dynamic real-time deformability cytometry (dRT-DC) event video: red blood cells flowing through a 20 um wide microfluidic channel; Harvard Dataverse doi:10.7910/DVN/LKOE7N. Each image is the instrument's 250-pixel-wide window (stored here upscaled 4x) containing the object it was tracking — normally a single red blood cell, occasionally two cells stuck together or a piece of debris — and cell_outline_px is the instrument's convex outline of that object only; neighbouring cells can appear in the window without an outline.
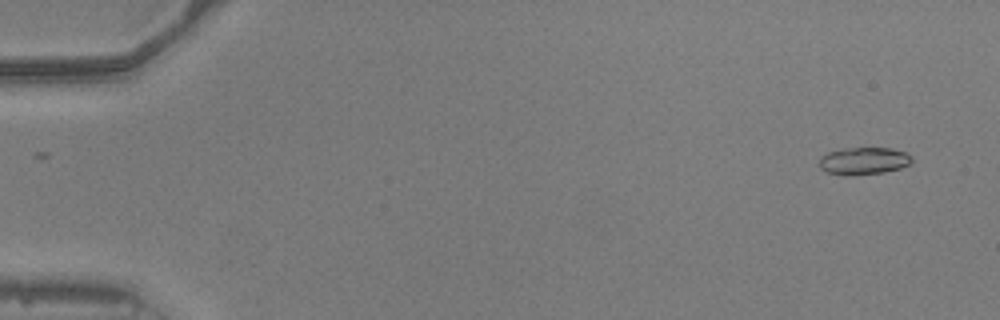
{"species": "common noctule bat (a hibernating species)", "species_latin": "Nyctalus noctula", "temperature_condition": "warm", "stored_images_in_passage": 53, "camera_frame_rate_fps": 3000, "um_per_image_px": 0.085, "animal": {"sex": "male", "body_mass_g": 20.5, "forearm_length_mm": 52.5}, "frame": {"image": 1, "passage_image": 4, "time_ms": 1.0, "image_size_px": [1000, 320], "cell_outline_px": [[912, 160], [908, 164], [900, 168], [884, 172], [848, 176], [844, 176], [828, 172], [820, 168], [820, 156], [828, 152], [844, 148], [892, 148], [904, 152], [912, 156]], "centroid_in_image_um": [73.39, 13.68], "position_along_channel_um": 11.6, "area_um2": 14.74}}
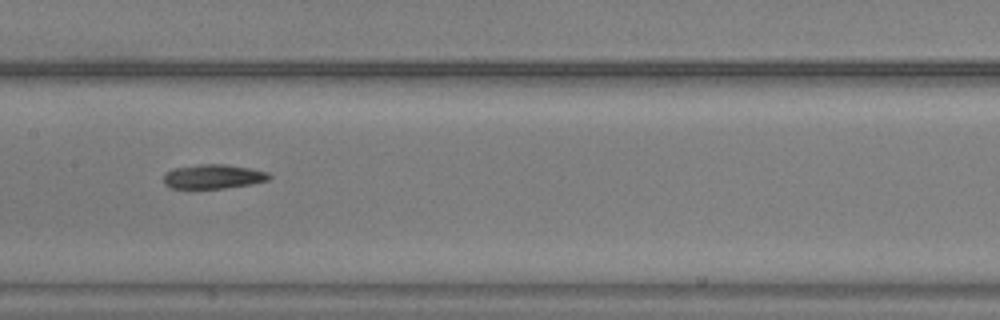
{"frame": {"image": 2, "passage_image": 28, "time_ms": 9.0, "image_size_px": [1000, 320], "cell_outline_px": [[272, 176], [268, 180], [252, 184], [224, 188], [168, 188], [164, 184], [164, 176], [172, 168], [200, 164], [228, 164], [268, 172]], "centroid_in_image_um": [18.13, 15.0], "position_along_channel_um": 189.3, "area_um2": 14.97}}
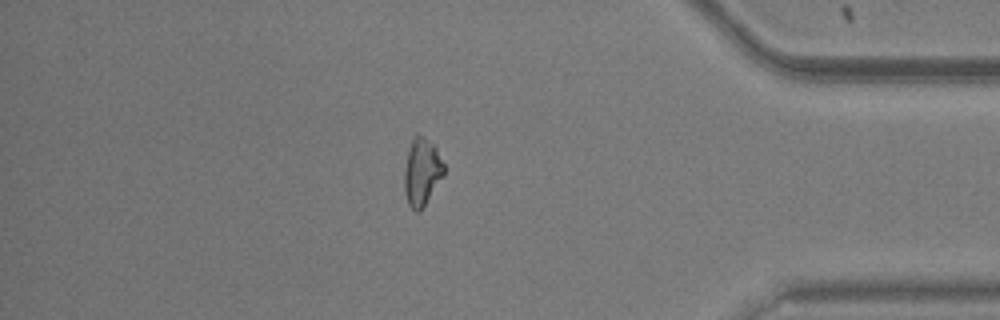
{"frame": {"image": 3, "passage_image": 46, "time_ms": 15.0, "image_size_px": [1000, 320], "cell_outline_px": [[444, 176], [420, 212], [416, 212], [408, 204], [404, 192], [404, 168], [408, 152], [412, 140], [416, 136], [420, 136], [432, 144], [436, 148], [444, 164]], "centroid_in_image_um": [35.86, 14.69], "position_along_channel_um": 399.3, "area_um2": 15.37}, "authors_computed_cell_mechanics": {"area_um2": 15.3748, "velocity_mm_per_s": 3.9832, "shape_relaxation_time_tau1_ms": 7.8399, "shape_relaxation_time_tau2_ms": 9.9121, "deformation_change_tau1": 0.1804, "deformation_change_tau2": 0.2095}}